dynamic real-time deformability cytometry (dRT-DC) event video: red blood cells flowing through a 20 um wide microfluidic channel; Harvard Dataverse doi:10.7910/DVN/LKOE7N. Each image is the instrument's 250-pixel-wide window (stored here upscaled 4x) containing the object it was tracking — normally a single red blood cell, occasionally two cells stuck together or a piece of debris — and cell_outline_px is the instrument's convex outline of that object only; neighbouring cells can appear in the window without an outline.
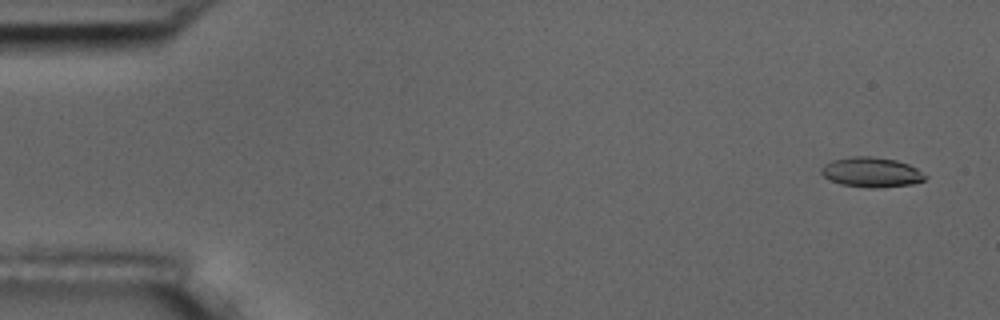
{"species": "common noctule bat (a hibernating species)", "species_latin": "Nyctalus noctula", "temperature_condition": "room temperature", "stored_images_in_passage": 54, "camera_frame_rate_fps": 3000, "um_per_image_px": 0.085, "animal": {"sex": "male", "body_mass_g": 17.5, "forearm_length_mm": 52.3}, "frame": {"image": 1, "passage_image": 3, "time_ms": 0.667, "image_size_px": [1000, 320], "cell_outline_px": [[928, 176], [924, 180], [912, 184], [876, 188], [868, 188], [840, 184], [828, 180], [820, 172], [820, 168], [824, 164], [832, 160], [852, 156], [868, 156], [896, 160], [908, 164], [916, 168]], "centroid_in_image_um": [74.04, 14.64], "position_along_channel_um": 11.0, "area_um2": 18.21}}
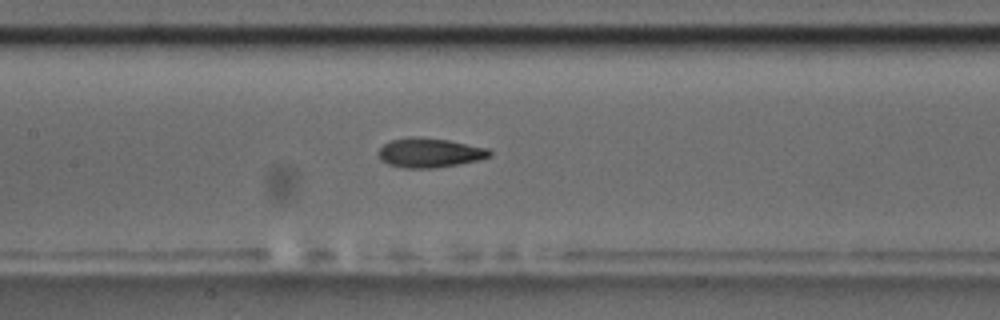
{"frame": {"image": 2, "passage_image": 26, "time_ms": 8.333, "image_size_px": [1000, 320], "cell_outline_px": [[492, 156], [480, 160], [460, 164], [432, 168], [404, 168], [388, 164], [380, 160], [376, 152], [384, 144], [392, 140], [408, 136], [412, 136], [448, 140], [488, 148], [492, 152]], "centroid_in_image_um": [36.51, 12.99], "position_along_channel_um": 170.9, "area_um2": 19.25}}
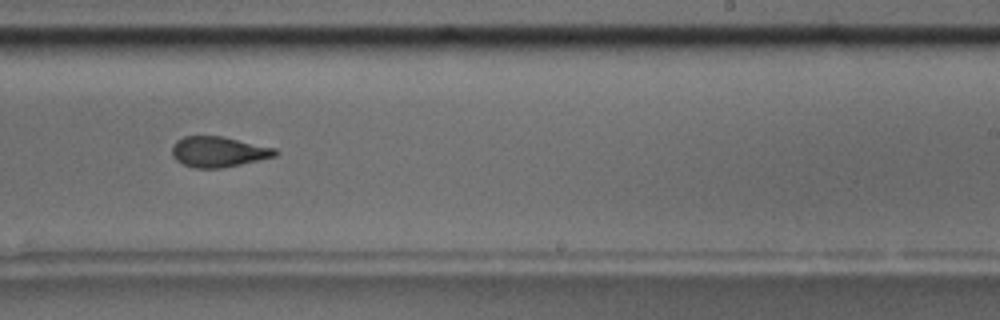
{"frame": {"image": 3, "passage_image": 34, "time_ms": 11.0, "image_size_px": [1000, 320], "cell_outline_px": [[280, 152], [276, 156], [224, 168], [196, 168], [184, 164], [176, 160], [172, 156], [172, 144], [176, 140], [184, 136], [224, 136], [276, 148]], "centroid_in_image_um": [18.58, 12.89], "position_along_channel_um": 270.4, "area_um2": 18.55}, "authors_computed_cell_mechanics": {"area_um2": 18.6983, "velocity_mm_per_s": 3.754, "shape_relaxation_time_tau1_ms": 4.3311, "shape_relaxation_time_tau2_ms": 2.0771, "deformation_change_tau1": 0.1745, "deformation_change_tau2": 0.0992}}